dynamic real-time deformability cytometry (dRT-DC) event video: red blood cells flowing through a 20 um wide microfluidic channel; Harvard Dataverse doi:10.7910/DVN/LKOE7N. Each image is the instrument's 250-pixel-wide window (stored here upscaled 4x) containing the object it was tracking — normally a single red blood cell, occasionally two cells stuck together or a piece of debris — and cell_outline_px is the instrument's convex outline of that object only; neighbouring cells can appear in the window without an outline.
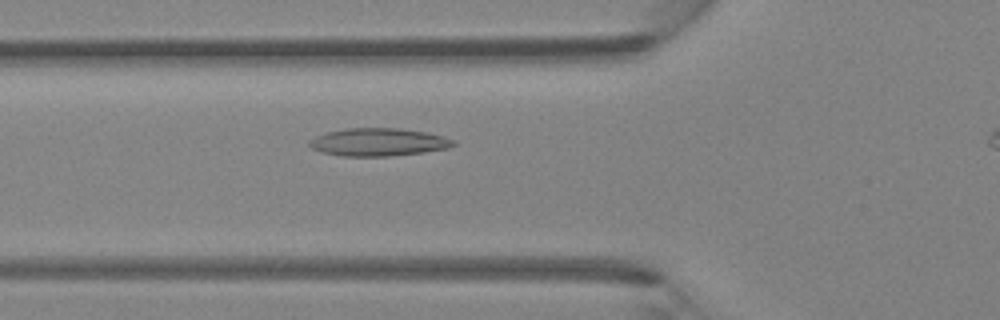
{"species": "Egyptian fruit bat (a non-hibernating species)", "species_latin": "Rousettus aegyptiacus", "temperature_condition": "room temperature", "stored_images_in_passage": 29, "camera_frame_rate_fps": 3000, "um_per_image_px": 0.085, "animal": {"sex": "female"}, "frame": {"image": 1, "passage_image": 4, "time_ms": 1.0, "image_size_px": [1000, 320], "cell_outline_px": [[456, 144], [448, 148], [424, 152], [388, 156], [340, 156], [320, 152], [312, 148], [308, 144], [308, 140], [316, 136], [328, 132], [348, 128], [400, 128], [428, 132], [444, 136], [452, 140]], "centroid_in_image_um": [32.15, 12.08], "position_along_channel_um": 93.7, "area_um2": 23.41}}
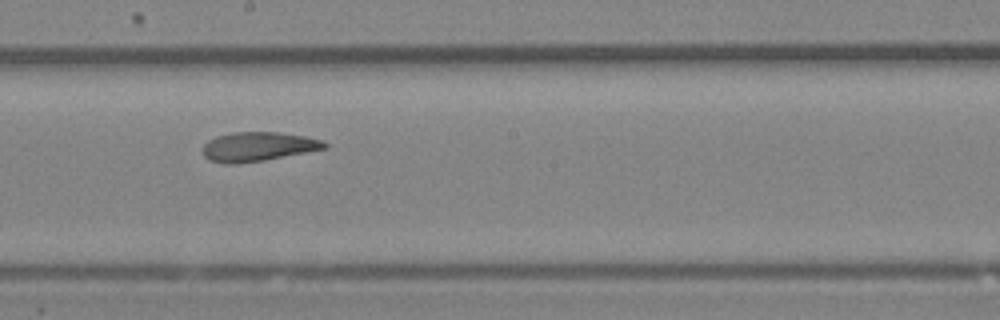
{"frame": {"image": 2, "passage_image": 13, "time_ms": 4.0, "image_size_px": [1000, 320], "cell_outline_px": [[328, 148], [264, 160], [236, 164], [224, 164], [208, 160], [204, 156], [200, 148], [208, 140], [216, 136], [232, 132], [280, 132], [304, 136], [324, 140], [328, 144]], "centroid_in_image_um": [21.9, 12.46], "position_along_channel_um": 226.3, "area_um2": 21.04}}
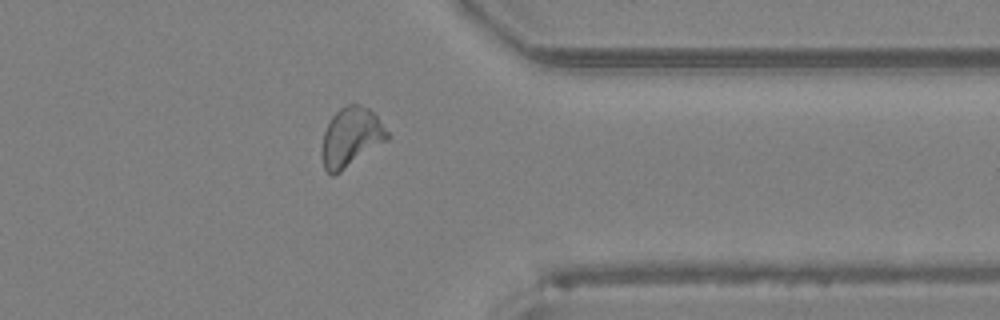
{"frame": {"image": 3, "passage_image": 24, "time_ms": 7.667, "image_size_px": [1000, 320], "cell_outline_px": [[388, 140], [340, 172], [332, 176], [324, 168], [320, 156], [320, 148], [324, 132], [332, 116], [344, 104], [360, 104], [376, 112], [388, 132]], "centroid_in_image_um": [29.82, 11.65], "position_along_channel_um": 381.6, "area_um2": 22.95}}